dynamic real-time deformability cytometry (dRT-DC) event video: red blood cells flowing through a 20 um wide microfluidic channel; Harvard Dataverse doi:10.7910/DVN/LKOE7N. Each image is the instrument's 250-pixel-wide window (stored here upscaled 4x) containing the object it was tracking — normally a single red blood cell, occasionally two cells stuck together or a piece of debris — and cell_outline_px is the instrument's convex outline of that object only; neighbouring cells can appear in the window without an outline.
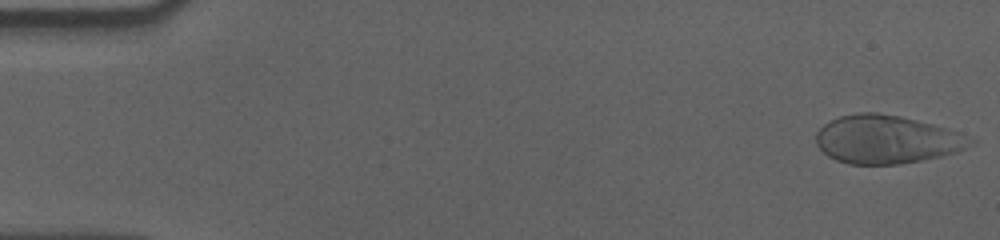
{"species": "human", "species_latin": "Homo sapiens", "temperature_condition": "cold", "stored_images_in_passage": 56, "camera_frame_rate_fps": 3000, "um_per_image_px": 0.085, "donor": {"sex": "male"}, "frame": {"image": 1, "passage_image": 1, "time_ms": 0.0, "image_size_px": [1000, 240], "cell_outline_px": [[976, 144], [956, 152], [940, 156], [900, 164], [848, 164], [836, 160], [828, 156], [816, 144], [816, 132], [824, 124], [840, 116], [860, 112], [876, 112], [900, 116], [948, 128], [976, 140]], "centroid_in_image_um": [75.37, 11.85], "position_along_channel_um": 9.6, "area_um2": 43.35}}
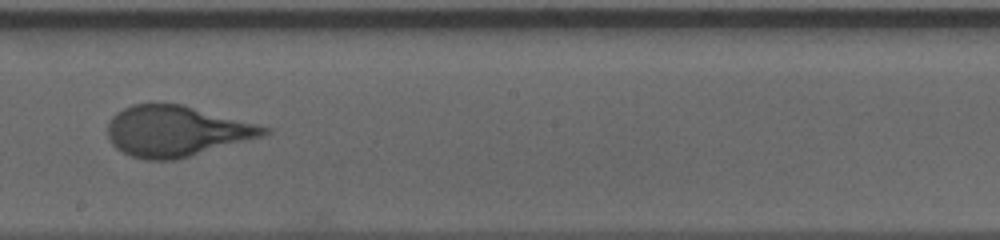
{"frame": {"image": 2, "passage_image": 32, "time_ms": 10.333, "image_size_px": [1000, 240], "cell_outline_px": [[272, 132], [260, 136], [176, 160], [144, 160], [132, 156], [116, 148], [112, 144], [108, 136], [108, 124], [112, 116], [116, 112], [132, 104], [184, 104], [272, 128]], "centroid_in_image_um": [14.96, 11.14], "position_along_channel_um": 233.2, "area_um2": 45.89}}
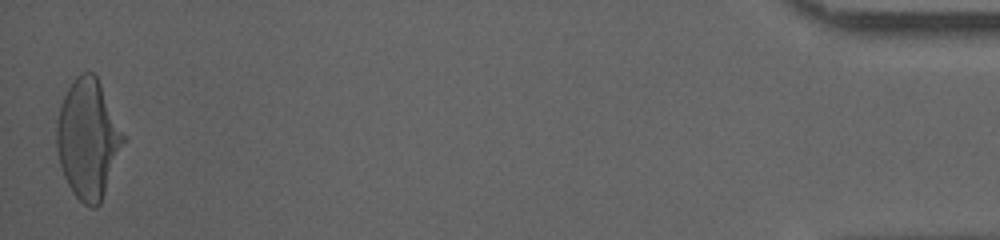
{"frame": {"image": 3, "passage_image": 56, "time_ms": 18.333, "image_size_px": [1000, 240], "cell_outline_px": [[128, 136], [100, 204], [96, 208], [92, 208], [84, 204], [72, 192], [64, 176], [60, 164], [56, 148], [56, 120], [60, 104], [68, 88], [76, 76], [80, 72], [96, 72]], "centroid_in_image_um": [7.52, 11.76], "position_along_channel_um": 427.7, "area_um2": 47.45}, "authors_computed_cell_mechanics": {"area_um2": 45.5464, "velocity_mm_per_s": 3.5452, "shape_relaxation_time_tau1_ms": 5.7349, "shape_relaxation_time_tau2_ms": null, "deformation_change_tau1": 0.2091, "deformation_change_tau2": null}}